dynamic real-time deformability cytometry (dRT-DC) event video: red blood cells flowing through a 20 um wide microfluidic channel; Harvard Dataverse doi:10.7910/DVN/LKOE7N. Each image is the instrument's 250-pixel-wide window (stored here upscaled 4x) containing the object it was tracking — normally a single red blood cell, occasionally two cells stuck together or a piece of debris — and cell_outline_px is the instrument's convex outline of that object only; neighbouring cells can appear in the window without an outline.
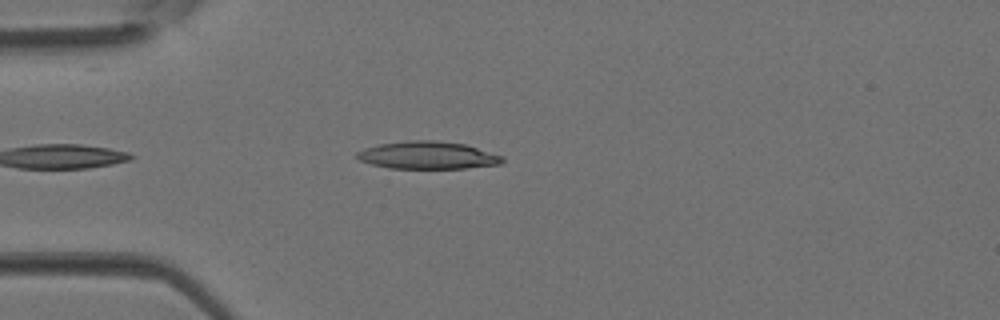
{"species": "Egyptian fruit bat (a non-hibernating species)", "species_latin": "Rousettus aegyptiacus", "temperature_condition": "room temperature", "stored_images_in_passage": 3, "camera_frame_rate_fps": 3000, "um_per_image_px": 0.085, "animal": {"sex": "female"}, "frame": {"image": 1, "passage_image": 3, "time_ms": 0.667, "image_size_px": [1000, 320], "cell_outline_px": [[504, 160], [500, 164], [468, 168], [388, 168], [372, 164], [360, 160], [356, 156], [356, 152], [364, 148], [380, 144], [404, 140], [432, 140], [464, 144], [504, 156]], "centroid_in_image_um": [36.35, 13.19], "position_along_channel_um": 48.7, "area_um2": 23.29}}